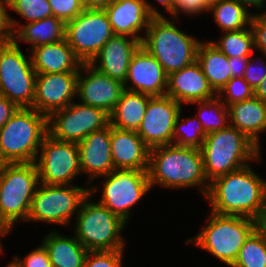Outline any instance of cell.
Instances as JSON below:
<instances>
[{
	"instance_id": "obj_50",
	"label": "cell",
	"mask_w": 266,
	"mask_h": 267,
	"mask_svg": "<svg viewBox=\"0 0 266 267\" xmlns=\"http://www.w3.org/2000/svg\"><path fill=\"white\" fill-rule=\"evenodd\" d=\"M157 2L161 3L163 7L167 10L168 13L171 14V18L174 14V0H156Z\"/></svg>"
},
{
	"instance_id": "obj_3",
	"label": "cell",
	"mask_w": 266,
	"mask_h": 267,
	"mask_svg": "<svg viewBox=\"0 0 266 267\" xmlns=\"http://www.w3.org/2000/svg\"><path fill=\"white\" fill-rule=\"evenodd\" d=\"M200 150L209 182L246 166L251 160L260 161L262 157L260 149L241 131L231 126L208 133Z\"/></svg>"
},
{
	"instance_id": "obj_23",
	"label": "cell",
	"mask_w": 266,
	"mask_h": 267,
	"mask_svg": "<svg viewBox=\"0 0 266 267\" xmlns=\"http://www.w3.org/2000/svg\"><path fill=\"white\" fill-rule=\"evenodd\" d=\"M110 144L114 169L148 170L150 148L136 131L111 126Z\"/></svg>"
},
{
	"instance_id": "obj_25",
	"label": "cell",
	"mask_w": 266,
	"mask_h": 267,
	"mask_svg": "<svg viewBox=\"0 0 266 267\" xmlns=\"http://www.w3.org/2000/svg\"><path fill=\"white\" fill-rule=\"evenodd\" d=\"M229 126L241 131L260 149V133L266 131V103L253 96L227 106Z\"/></svg>"
},
{
	"instance_id": "obj_8",
	"label": "cell",
	"mask_w": 266,
	"mask_h": 267,
	"mask_svg": "<svg viewBox=\"0 0 266 267\" xmlns=\"http://www.w3.org/2000/svg\"><path fill=\"white\" fill-rule=\"evenodd\" d=\"M207 222L196 237L186 242L195 243L231 267L245 240L254 231L253 218L211 212Z\"/></svg>"
},
{
	"instance_id": "obj_48",
	"label": "cell",
	"mask_w": 266,
	"mask_h": 267,
	"mask_svg": "<svg viewBox=\"0 0 266 267\" xmlns=\"http://www.w3.org/2000/svg\"><path fill=\"white\" fill-rule=\"evenodd\" d=\"M247 10H249L248 9V6H251L252 8L253 7H255V8H257V10H258V8H259V10L260 9H262L263 10V8H265L264 7V5H265V1L266 0H238Z\"/></svg>"
},
{
	"instance_id": "obj_9",
	"label": "cell",
	"mask_w": 266,
	"mask_h": 267,
	"mask_svg": "<svg viewBox=\"0 0 266 267\" xmlns=\"http://www.w3.org/2000/svg\"><path fill=\"white\" fill-rule=\"evenodd\" d=\"M36 72L31 57H25L18 41L12 39L0 47V95L19 108H32Z\"/></svg>"
},
{
	"instance_id": "obj_42",
	"label": "cell",
	"mask_w": 266,
	"mask_h": 267,
	"mask_svg": "<svg viewBox=\"0 0 266 267\" xmlns=\"http://www.w3.org/2000/svg\"><path fill=\"white\" fill-rule=\"evenodd\" d=\"M208 6L203 0H175L174 1V17H179L180 12L186 13V15L202 14V12H208ZM178 15V16H177Z\"/></svg>"
},
{
	"instance_id": "obj_41",
	"label": "cell",
	"mask_w": 266,
	"mask_h": 267,
	"mask_svg": "<svg viewBox=\"0 0 266 267\" xmlns=\"http://www.w3.org/2000/svg\"><path fill=\"white\" fill-rule=\"evenodd\" d=\"M253 61L256 60L252 57L251 54L243 78L252 87V89L255 90L266 77V61H261V67L259 65H256L257 63H259V61L256 64Z\"/></svg>"
},
{
	"instance_id": "obj_22",
	"label": "cell",
	"mask_w": 266,
	"mask_h": 267,
	"mask_svg": "<svg viewBox=\"0 0 266 267\" xmlns=\"http://www.w3.org/2000/svg\"><path fill=\"white\" fill-rule=\"evenodd\" d=\"M127 37L125 35H113L89 62L98 71L123 84L130 61L142 42Z\"/></svg>"
},
{
	"instance_id": "obj_43",
	"label": "cell",
	"mask_w": 266,
	"mask_h": 267,
	"mask_svg": "<svg viewBox=\"0 0 266 267\" xmlns=\"http://www.w3.org/2000/svg\"><path fill=\"white\" fill-rule=\"evenodd\" d=\"M18 109L19 107L15 103L0 95V128L9 121Z\"/></svg>"
},
{
	"instance_id": "obj_36",
	"label": "cell",
	"mask_w": 266,
	"mask_h": 267,
	"mask_svg": "<svg viewBox=\"0 0 266 267\" xmlns=\"http://www.w3.org/2000/svg\"><path fill=\"white\" fill-rule=\"evenodd\" d=\"M217 95L226 106H229L234 102L252 98L254 90L243 77L231 78Z\"/></svg>"
},
{
	"instance_id": "obj_16",
	"label": "cell",
	"mask_w": 266,
	"mask_h": 267,
	"mask_svg": "<svg viewBox=\"0 0 266 267\" xmlns=\"http://www.w3.org/2000/svg\"><path fill=\"white\" fill-rule=\"evenodd\" d=\"M81 71L85 72V77ZM124 90L122 82L98 71L91 63L81 65L76 90L80 103L102 109L110 115Z\"/></svg>"
},
{
	"instance_id": "obj_6",
	"label": "cell",
	"mask_w": 266,
	"mask_h": 267,
	"mask_svg": "<svg viewBox=\"0 0 266 267\" xmlns=\"http://www.w3.org/2000/svg\"><path fill=\"white\" fill-rule=\"evenodd\" d=\"M97 188L89 187V195L80 205L74 236L88 251L124 250L125 239L120 233L127 223L100 203L89 200Z\"/></svg>"
},
{
	"instance_id": "obj_26",
	"label": "cell",
	"mask_w": 266,
	"mask_h": 267,
	"mask_svg": "<svg viewBox=\"0 0 266 267\" xmlns=\"http://www.w3.org/2000/svg\"><path fill=\"white\" fill-rule=\"evenodd\" d=\"M8 23L12 33L11 39L31 43V48L65 39V23L55 16L23 25L8 14Z\"/></svg>"
},
{
	"instance_id": "obj_1",
	"label": "cell",
	"mask_w": 266,
	"mask_h": 267,
	"mask_svg": "<svg viewBox=\"0 0 266 267\" xmlns=\"http://www.w3.org/2000/svg\"><path fill=\"white\" fill-rule=\"evenodd\" d=\"M205 197L213 213L253 218L266 204V181L247 164L213 179Z\"/></svg>"
},
{
	"instance_id": "obj_53",
	"label": "cell",
	"mask_w": 266,
	"mask_h": 267,
	"mask_svg": "<svg viewBox=\"0 0 266 267\" xmlns=\"http://www.w3.org/2000/svg\"><path fill=\"white\" fill-rule=\"evenodd\" d=\"M11 39H0V47L2 46L3 43L9 41Z\"/></svg>"
},
{
	"instance_id": "obj_52",
	"label": "cell",
	"mask_w": 266,
	"mask_h": 267,
	"mask_svg": "<svg viewBox=\"0 0 266 267\" xmlns=\"http://www.w3.org/2000/svg\"><path fill=\"white\" fill-rule=\"evenodd\" d=\"M220 0H203V2L208 6H212L213 4H216L217 2H219Z\"/></svg>"
},
{
	"instance_id": "obj_40",
	"label": "cell",
	"mask_w": 266,
	"mask_h": 267,
	"mask_svg": "<svg viewBox=\"0 0 266 267\" xmlns=\"http://www.w3.org/2000/svg\"><path fill=\"white\" fill-rule=\"evenodd\" d=\"M250 28L254 37V48L263 53L266 58V12L253 14L251 18Z\"/></svg>"
},
{
	"instance_id": "obj_32",
	"label": "cell",
	"mask_w": 266,
	"mask_h": 267,
	"mask_svg": "<svg viewBox=\"0 0 266 267\" xmlns=\"http://www.w3.org/2000/svg\"><path fill=\"white\" fill-rule=\"evenodd\" d=\"M220 38L217 42L211 41V43L228 58L250 57L255 50L254 37L250 26L238 31L224 32Z\"/></svg>"
},
{
	"instance_id": "obj_13",
	"label": "cell",
	"mask_w": 266,
	"mask_h": 267,
	"mask_svg": "<svg viewBox=\"0 0 266 267\" xmlns=\"http://www.w3.org/2000/svg\"><path fill=\"white\" fill-rule=\"evenodd\" d=\"M109 124V114L102 109L73 101L47 117V134L56 140L78 143Z\"/></svg>"
},
{
	"instance_id": "obj_12",
	"label": "cell",
	"mask_w": 266,
	"mask_h": 267,
	"mask_svg": "<svg viewBox=\"0 0 266 267\" xmlns=\"http://www.w3.org/2000/svg\"><path fill=\"white\" fill-rule=\"evenodd\" d=\"M104 177L101 200L97 202L128 223L130 209L151 189L148 170L114 169Z\"/></svg>"
},
{
	"instance_id": "obj_47",
	"label": "cell",
	"mask_w": 266,
	"mask_h": 267,
	"mask_svg": "<svg viewBox=\"0 0 266 267\" xmlns=\"http://www.w3.org/2000/svg\"><path fill=\"white\" fill-rule=\"evenodd\" d=\"M114 0H82L85 9H105Z\"/></svg>"
},
{
	"instance_id": "obj_24",
	"label": "cell",
	"mask_w": 266,
	"mask_h": 267,
	"mask_svg": "<svg viewBox=\"0 0 266 267\" xmlns=\"http://www.w3.org/2000/svg\"><path fill=\"white\" fill-rule=\"evenodd\" d=\"M30 53L36 74L79 72L83 64L66 39L31 48Z\"/></svg>"
},
{
	"instance_id": "obj_51",
	"label": "cell",
	"mask_w": 266,
	"mask_h": 267,
	"mask_svg": "<svg viewBox=\"0 0 266 267\" xmlns=\"http://www.w3.org/2000/svg\"><path fill=\"white\" fill-rule=\"evenodd\" d=\"M10 232V230L3 224V222L0 220V236H4L7 235ZM1 239V237H0ZM3 245H1V240H0V252L3 253Z\"/></svg>"
},
{
	"instance_id": "obj_33",
	"label": "cell",
	"mask_w": 266,
	"mask_h": 267,
	"mask_svg": "<svg viewBox=\"0 0 266 267\" xmlns=\"http://www.w3.org/2000/svg\"><path fill=\"white\" fill-rule=\"evenodd\" d=\"M181 112L182 110L174 124L172 144L179 147L201 149L207 133L204 131L202 124L196 116L188 119L184 118L180 123Z\"/></svg>"
},
{
	"instance_id": "obj_39",
	"label": "cell",
	"mask_w": 266,
	"mask_h": 267,
	"mask_svg": "<svg viewBox=\"0 0 266 267\" xmlns=\"http://www.w3.org/2000/svg\"><path fill=\"white\" fill-rule=\"evenodd\" d=\"M10 267H52L45 247L40 244L39 247L31 251L24 259L14 257L8 264Z\"/></svg>"
},
{
	"instance_id": "obj_35",
	"label": "cell",
	"mask_w": 266,
	"mask_h": 267,
	"mask_svg": "<svg viewBox=\"0 0 266 267\" xmlns=\"http://www.w3.org/2000/svg\"><path fill=\"white\" fill-rule=\"evenodd\" d=\"M7 7L30 22L53 16L48 0H7Z\"/></svg>"
},
{
	"instance_id": "obj_17",
	"label": "cell",
	"mask_w": 266,
	"mask_h": 267,
	"mask_svg": "<svg viewBox=\"0 0 266 267\" xmlns=\"http://www.w3.org/2000/svg\"><path fill=\"white\" fill-rule=\"evenodd\" d=\"M78 72L36 74L33 109L48 117L76 97Z\"/></svg>"
},
{
	"instance_id": "obj_4",
	"label": "cell",
	"mask_w": 266,
	"mask_h": 267,
	"mask_svg": "<svg viewBox=\"0 0 266 267\" xmlns=\"http://www.w3.org/2000/svg\"><path fill=\"white\" fill-rule=\"evenodd\" d=\"M166 17L152 18L143 37L144 47L163 67L166 75L196 61L201 41L179 30L175 21Z\"/></svg>"
},
{
	"instance_id": "obj_46",
	"label": "cell",
	"mask_w": 266,
	"mask_h": 267,
	"mask_svg": "<svg viewBox=\"0 0 266 267\" xmlns=\"http://www.w3.org/2000/svg\"><path fill=\"white\" fill-rule=\"evenodd\" d=\"M254 231L266 241V204L253 217Z\"/></svg>"
},
{
	"instance_id": "obj_30",
	"label": "cell",
	"mask_w": 266,
	"mask_h": 267,
	"mask_svg": "<svg viewBox=\"0 0 266 267\" xmlns=\"http://www.w3.org/2000/svg\"><path fill=\"white\" fill-rule=\"evenodd\" d=\"M222 31H238L250 26L253 12L247 10L238 0H220L208 8Z\"/></svg>"
},
{
	"instance_id": "obj_34",
	"label": "cell",
	"mask_w": 266,
	"mask_h": 267,
	"mask_svg": "<svg viewBox=\"0 0 266 267\" xmlns=\"http://www.w3.org/2000/svg\"><path fill=\"white\" fill-rule=\"evenodd\" d=\"M231 267H266V241L253 231Z\"/></svg>"
},
{
	"instance_id": "obj_27",
	"label": "cell",
	"mask_w": 266,
	"mask_h": 267,
	"mask_svg": "<svg viewBox=\"0 0 266 267\" xmlns=\"http://www.w3.org/2000/svg\"><path fill=\"white\" fill-rule=\"evenodd\" d=\"M42 245L47 250L52 267H83L88 250L73 237H65L57 231L45 236Z\"/></svg>"
},
{
	"instance_id": "obj_28",
	"label": "cell",
	"mask_w": 266,
	"mask_h": 267,
	"mask_svg": "<svg viewBox=\"0 0 266 267\" xmlns=\"http://www.w3.org/2000/svg\"><path fill=\"white\" fill-rule=\"evenodd\" d=\"M151 97L148 94L124 90L109 115L110 125L121 130L137 131Z\"/></svg>"
},
{
	"instance_id": "obj_20",
	"label": "cell",
	"mask_w": 266,
	"mask_h": 267,
	"mask_svg": "<svg viewBox=\"0 0 266 267\" xmlns=\"http://www.w3.org/2000/svg\"><path fill=\"white\" fill-rule=\"evenodd\" d=\"M110 140L111 125L109 124L77 143L81 173L90 175L87 183L114 170Z\"/></svg>"
},
{
	"instance_id": "obj_38",
	"label": "cell",
	"mask_w": 266,
	"mask_h": 267,
	"mask_svg": "<svg viewBox=\"0 0 266 267\" xmlns=\"http://www.w3.org/2000/svg\"><path fill=\"white\" fill-rule=\"evenodd\" d=\"M53 16L67 23L79 15L85 8L82 0H48Z\"/></svg>"
},
{
	"instance_id": "obj_15",
	"label": "cell",
	"mask_w": 266,
	"mask_h": 267,
	"mask_svg": "<svg viewBox=\"0 0 266 267\" xmlns=\"http://www.w3.org/2000/svg\"><path fill=\"white\" fill-rule=\"evenodd\" d=\"M181 106L166 95L149 99L144 118L136 131L149 148L173 143L174 124Z\"/></svg>"
},
{
	"instance_id": "obj_37",
	"label": "cell",
	"mask_w": 266,
	"mask_h": 267,
	"mask_svg": "<svg viewBox=\"0 0 266 267\" xmlns=\"http://www.w3.org/2000/svg\"><path fill=\"white\" fill-rule=\"evenodd\" d=\"M124 250L89 251L83 267H122Z\"/></svg>"
},
{
	"instance_id": "obj_14",
	"label": "cell",
	"mask_w": 266,
	"mask_h": 267,
	"mask_svg": "<svg viewBox=\"0 0 266 267\" xmlns=\"http://www.w3.org/2000/svg\"><path fill=\"white\" fill-rule=\"evenodd\" d=\"M38 152L34 163L42 184L72 185L71 180L81 173L77 143L56 140L46 134Z\"/></svg>"
},
{
	"instance_id": "obj_7",
	"label": "cell",
	"mask_w": 266,
	"mask_h": 267,
	"mask_svg": "<svg viewBox=\"0 0 266 267\" xmlns=\"http://www.w3.org/2000/svg\"><path fill=\"white\" fill-rule=\"evenodd\" d=\"M39 183L34 162L0 164V220L9 230L19 219L27 221Z\"/></svg>"
},
{
	"instance_id": "obj_44",
	"label": "cell",
	"mask_w": 266,
	"mask_h": 267,
	"mask_svg": "<svg viewBox=\"0 0 266 267\" xmlns=\"http://www.w3.org/2000/svg\"><path fill=\"white\" fill-rule=\"evenodd\" d=\"M7 0H0V39H11L12 33L8 23Z\"/></svg>"
},
{
	"instance_id": "obj_11",
	"label": "cell",
	"mask_w": 266,
	"mask_h": 267,
	"mask_svg": "<svg viewBox=\"0 0 266 267\" xmlns=\"http://www.w3.org/2000/svg\"><path fill=\"white\" fill-rule=\"evenodd\" d=\"M113 35L104 9H84L65 23V39L83 63H89Z\"/></svg>"
},
{
	"instance_id": "obj_10",
	"label": "cell",
	"mask_w": 266,
	"mask_h": 267,
	"mask_svg": "<svg viewBox=\"0 0 266 267\" xmlns=\"http://www.w3.org/2000/svg\"><path fill=\"white\" fill-rule=\"evenodd\" d=\"M88 195L89 187L39 183L31 201L27 222L40 221L68 226Z\"/></svg>"
},
{
	"instance_id": "obj_49",
	"label": "cell",
	"mask_w": 266,
	"mask_h": 267,
	"mask_svg": "<svg viewBox=\"0 0 266 267\" xmlns=\"http://www.w3.org/2000/svg\"><path fill=\"white\" fill-rule=\"evenodd\" d=\"M254 96L266 103V77L254 90Z\"/></svg>"
},
{
	"instance_id": "obj_29",
	"label": "cell",
	"mask_w": 266,
	"mask_h": 267,
	"mask_svg": "<svg viewBox=\"0 0 266 267\" xmlns=\"http://www.w3.org/2000/svg\"><path fill=\"white\" fill-rule=\"evenodd\" d=\"M196 61L207 78L209 86L218 94L231 79V67L228 57L211 41L200 42Z\"/></svg>"
},
{
	"instance_id": "obj_2",
	"label": "cell",
	"mask_w": 266,
	"mask_h": 267,
	"mask_svg": "<svg viewBox=\"0 0 266 267\" xmlns=\"http://www.w3.org/2000/svg\"><path fill=\"white\" fill-rule=\"evenodd\" d=\"M148 177L151 189L157 183L172 189L197 185L204 196L210 183L204 172L201 150L173 144L150 148Z\"/></svg>"
},
{
	"instance_id": "obj_21",
	"label": "cell",
	"mask_w": 266,
	"mask_h": 267,
	"mask_svg": "<svg viewBox=\"0 0 266 267\" xmlns=\"http://www.w3.org/2000/svg\"><path fill=\"white\" fill-rule=\"evenodd\" d=\"M166 96L180 103L191 104L209 100L217 94L209 86L200 64H192L167 75Z\"/></svg>"
},
{
	"instance_id": "obj_19",
	"label": "cell",
	"mask_w": 266,
	"mask_h": 267,
	"mask_svg": "<svg viewBox=\"0 0 266 267\" xmlns=\"http://www.w3.org/2000/svg\"><path fill=\"white\" fill-rule=\"evenodd\" d=\"M166 88L167 75L163 67L144 47L140 46L130 61L124 89L153 97L164 96Z\"/></svg>"
},
{
	"instance_id": "obj_5",
	"label": "cell",
	"mask_w": 266,
	"mask_h": 267,
	"mask_svg": "<svg viewBox=\"0 0 266 267\" xmlns=\"http://www.w3.org/2000/svg\"><path fill=\"white\" fill-rule=\"evenodd\" d=\"M47 134V117L33 108H19L0 128V164L35 162Z\"/></svg>"
},
{
	"instance_id": "obj_31",
	"label": "cell",
	"mask_w": 266,
	"mask_h": 267,
	"mask_svg": "<svg viewBox=\"0 0 266 267\" xmlns=\"http://www.w3.org/2000/svg\"><path fill=\"white\" fill-rule=\"evenodd\" d=\"M191 104L199 105V113L195 116L198 118L207 134L225 129L229 126L228 108L218 95L212 99Z\"/></svg>"
},
{
	"instance_id": "obj_45",
	"label": "cell",
	"mask_w": 266,
	"mask_h": 267,
	"mask_svg": "<svg viewBox=\"0 0 266 267\" xmlns=\"http://www.w3.org/2000/svg\"><path fill=\"white\" fill-rule=\"evenodd\" d=\"M249 59L250 57L228 58L231 67V78L243 77Z\"/></svg>"
},
{
	"instance_id": "obj_18",
	"label": "cell",
	"mask_w": 266,
	"mask_h": 267,
	"mask_svg": "<svg viewBox=\"0 0 266 267\" xmlns=\"http://www.w3.org/2000/svg\"><path fill=\"white\" fill-rule=\"evenodd\" d=\"M114 35H125L142 41L152 18L165 17L147 0H114L105 9Z\"/></svg>"
}]
</instances>
